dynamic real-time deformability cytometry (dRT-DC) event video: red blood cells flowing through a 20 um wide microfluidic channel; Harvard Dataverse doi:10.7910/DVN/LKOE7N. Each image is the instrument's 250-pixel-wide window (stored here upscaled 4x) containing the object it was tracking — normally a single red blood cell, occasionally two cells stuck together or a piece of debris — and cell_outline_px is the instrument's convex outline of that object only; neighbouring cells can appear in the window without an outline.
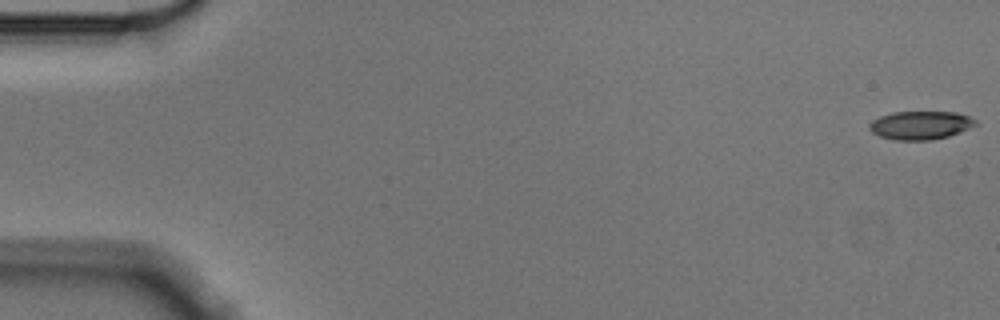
{"species": "Egyptian fruit bat (a non-hibernating species)", "species_latin": "Rousettus aegyptiacus", "temperature_condition": "cold", "stored_images_in_passage": 57, "camera_frame_rate_fps": 3000, "um_per_image_px": 0.085, "animal": {"sex": "male"}, "frame": {"image": 1, "passage_image": 1, "time_ms": 0.0, "image_size_px": [1000, 320], "cell_outline_px": [[980, 124], [960, 132], [948, 136], [932, 140], [896, 140], [880, 136], [872, 132], [868, 128], [868, 124], [872, 120], [880, 116], [892, 112], [956, 112], [968, 116], [976, 120]], "centroid_in_image_um": [78.25, 10.64], "position_along_channel_um": 6.8, "area_um2": 17.69}}
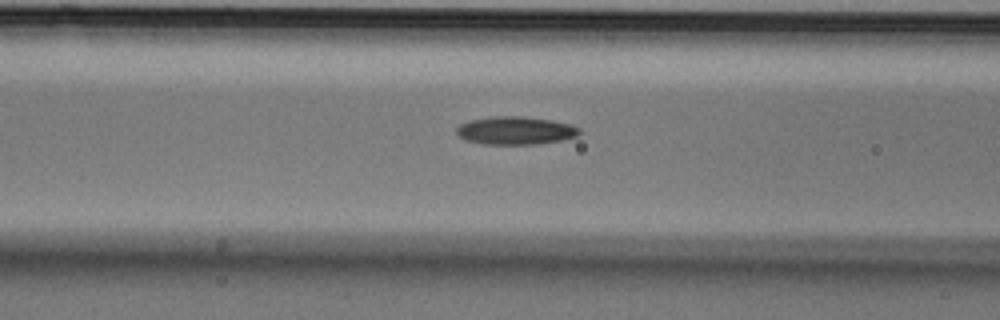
{"frame": {"image": 2, "passage_image": 23, "time_ms": 7.333, "image_size_px": [1000, 320], "cell_outline_px": [[580, 132], [576, 136], [560, 140], [536, 144], [484, 144], [468, 140], [460, 136], [456, 132], [456, 128], [460, 124], [472, 120], [492, 116], [524, 116], [552, 120], [568, 124], [580, 128]], "centroid_in_image_um": [43.81, 11.09], "position_along_channel_um": 122.8, "area_um2": 19.83}}
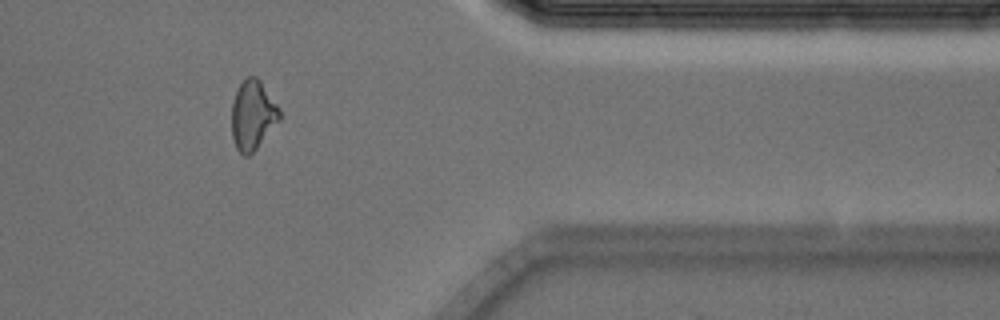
{"frame": {"image": 3, "passage_image": 47, "time_ms": 15.333, "image_size_px": [1000, 320], "cell_outline_px": [[280, 120], [256, 148], [248, 156], [244, 156], [236, 148], [232, 136], [232, 104], [236, 92], [240, 84], [248, 76], [256, 76], [260, 80], [280, 108]], "centroid_in_image_um": [21.49, 9.78], "position_along_channel_um": 389.9, "area_um2": 19.19}, "authors_computed_cell_mechanics": {"area_um2": 19.0162, "velocity_mm_per_s": 3.5613, "shape_relaxation_time_tau1_ms": 4.6038, "shape_relaxation_time_tau2_ms": 3.403, "deformation_change_tau1": 0.1395, "deformation_change_tau2": 0.1105}}